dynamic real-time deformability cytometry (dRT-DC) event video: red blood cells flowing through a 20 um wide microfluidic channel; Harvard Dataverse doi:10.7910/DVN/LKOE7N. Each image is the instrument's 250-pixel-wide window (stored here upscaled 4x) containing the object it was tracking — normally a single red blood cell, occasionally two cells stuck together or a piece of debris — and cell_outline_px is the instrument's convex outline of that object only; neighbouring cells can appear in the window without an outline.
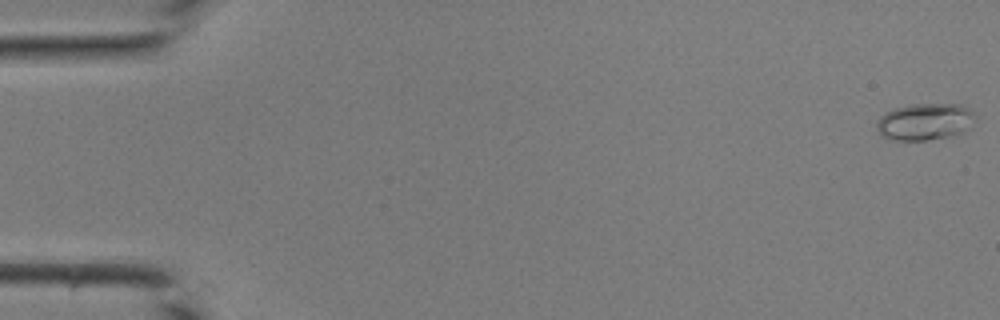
{"species": "common noctule bat (a hibernating species)", "species_latin": "Nyctalus noctula", "temperature_condition": "room temperature", "stored_images_in_passage": 43, "camera_frame_rate_fps": 3000, "um_per_image_px": 0.085, "animal": {"sex": "male", "body_mass_g": 19.0, "forearm_length_mm": 50.8}, "frame": {"image": 1, "passage_image": 1, "time_ms": 0.0, "image_size_px": [1000, 320], "cell_outline_px": [[976, 116], [968, 128], [960, 132], [948, 136], [928, 140], [892, 140], [884, 136], [876, 128], [876, 124], [880, 116], [884, 112], [896, 108], [912, 104], [960, 104], [968, 108]], "centroid_in_image_um": [78.59, 10.33], "position_along_channel_um": 6.4, "area_um2": 20.92}}
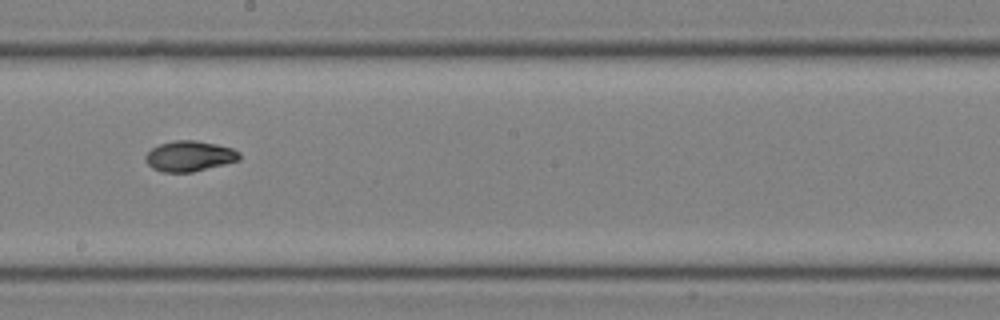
{"frame": {"image": 2, "passage_image": 25, "time_ms": 8.0, "image_size_px": [1000, 320], "cell_outline_px": [[240, 160], [192, 172], [164, 172], [152, 168], [144, 160], [144, 156], [152, 148], [160, 144], [176, 140], [196, 140], [216, 144], [232, 148], [240, 152]], "centroid_in_image_um": [16.1, 13.27], "position_along_channel_um": 232.1, "area_um2": 16.65}}
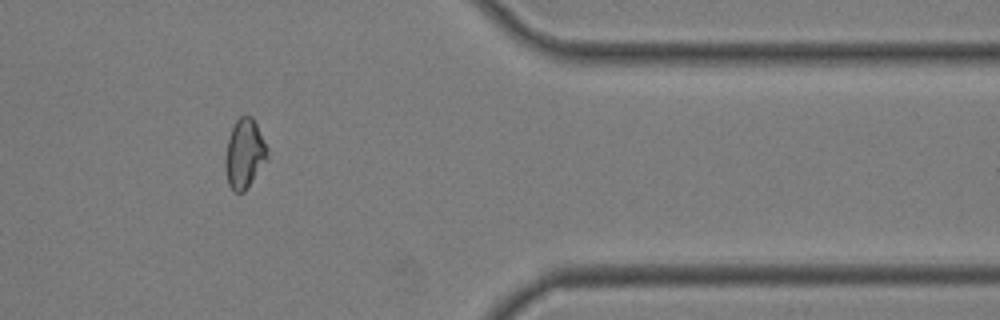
{"frame": {"image": 3, "passage_image": 36, "time_ms": 11.667, "image_size_px": [1000, 320], "cell_outline_px": [[268, 156], [244, 192], [232, 192], [228, 184], [224, 164], [224, 160], [228, 140], [232, 128], [236, 120], [240, 116], [252, 116], [268, 148]], "centroid_in_image_um": [20.76, 13.07], "position_along_channel_um": 390.6, "area_um2": 16.76}}